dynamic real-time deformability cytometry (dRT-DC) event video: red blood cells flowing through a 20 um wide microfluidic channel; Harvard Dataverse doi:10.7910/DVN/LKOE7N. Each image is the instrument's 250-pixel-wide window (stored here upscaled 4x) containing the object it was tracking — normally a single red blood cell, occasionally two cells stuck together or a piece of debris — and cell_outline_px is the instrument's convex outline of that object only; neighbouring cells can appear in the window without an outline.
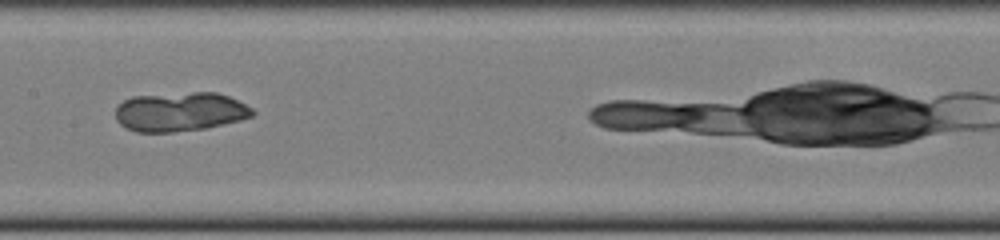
{"species": "common noctule bat (a hibernating species)", "species_latin": "Nyctalus noctula", "temperature_condition": "cold", "stored_images_in_passage": 37, "camera_frame_rate_fps": 3000, "um_per_image_px": 0.085, "animal": {"sex": "female", "body_mass_g": 22.0, "forearm_length_mm": 56.7}, "frame": {"image": 1, "passage_image": 20, "time_ms": 6.333, "image_size_px": [1000, 240], "cell_outline_px": [[256, 112], [252, 116], [240, 120], [208, 128], [172, 132], [136, 132], [120, 124], [116, 120], [116, 108], [124, 100], [132, 96], [192, 92], [216, 92], [228, 96], [252, 108]], "centroid_in_image_um": [15.31, 9.5], "position_along_channel_um": 192.1, "area_um2": 31.27}}
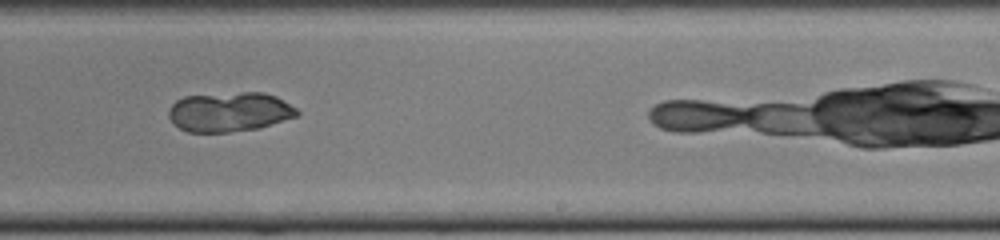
{"frame": {"image": 2, "passage_image": 26, "time_ms": 8.333, "image_size_px": [1000, 240], "cell_outline_px": [[300, 116], [260, 128], [228, 132], [188, 132], [180, 128], [168, 116], [168, 108], [176, 100], [184, 96], [244, 92], [264, 92], [276, 96], [296, 108], [300, 112]], "centroid_in_image_um": [19.54, 9.51], "position_along_channel_um": 269.5, "area_um2": 29.77}}
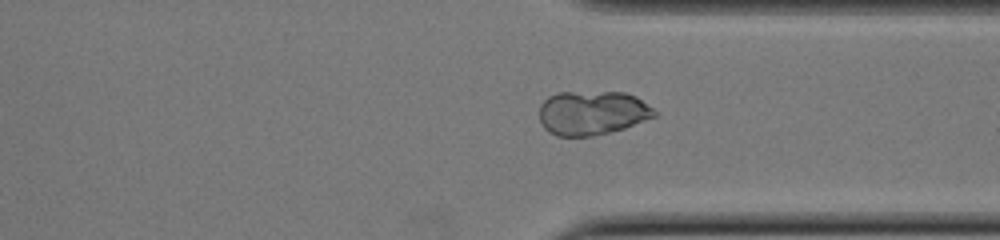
{"frame": {"image": 3, "passage_image": 33, "time_ms": 10.667, "image_size_px": [1000, 240], "cell_outline_px": [[656, 116], [624, 128], [592, 136], [556, 136], [548, 132], [544, 128], [540, 120], [540, 104], [548, 96], [556, 92], [624, 92], [636, 96], [652, 108], [656, 112]], "centroid_in_image_um": [50.31, 9.59], "position_along_channel_um": 361.1, "area_um2": 29.65}}